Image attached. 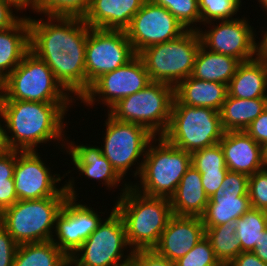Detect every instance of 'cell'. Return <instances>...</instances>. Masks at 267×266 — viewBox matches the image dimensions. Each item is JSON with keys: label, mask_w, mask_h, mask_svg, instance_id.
<instances>
[{"label": "cell", "mask_w": 267, "mask_h": 266, "mask_svg": "<svg viewBox=\"0 0 267 266\" xmlns=\"http://www.w3.org/2000/svg\"><path fill=\"white\" fill-rule=\"evenodd\" d=\"M227 266H267L252 251L241 252Z\"/></svg>", "instance_id": "obj_46"}, {"label": "cell", "mask_w": 267, "mask_h": 266, "mask_svg": "<svg viewBox=\"0 0 267 266\" xmlns=\"http://www.w3.org/2000/svg\"><path fill=\"white\" fill-rule=\"evenodd\" d=\"M205 230L201 217L172 215L153 249L175 262L205 237Z\"/></svg>", "instance_id": "obj_18"}, {"label": "cell", "mask_w": 267, "mask_h": 266, "mask_svg": "<svg viewBox=\"0 0 267 266\" xmlns=\"http://www.w3.org/2000/svg\"><path fill=\"white\" fill-rule=\"evenodd\" d=\"M176 266H223L216 258L209 240L203 237L185 256L175 261Z\"/></svg>", "instance_id": "obj_36"}, {"label": "cell", "mask_w": 267, "mask_h": 266, "mask_svg": "<svg viewBox=\"0 0 267 266\" xmlns=\"http://www.w3.org/2000/svg\"><path fill=\"white\" fill-rule=\"evenodd\" d=\"M126 247L129 245L125 226L122 217L113 208L109 217L98 225L69 258L70 266H130L133 251L125 256L123 252Z\"/></svg>", "instance_id": "obj_10"}, {"label": "cell", "mask_w": 267, "mask_h": 266, "mask_svg": "<svg viewBox=\"0 0 267 266\" xmlns=\"http://www.w3.org/2000/svg\"><path fill=\"white\" fill-rule=\"evenodd\" d=\"M157 142L153 146L151 142ZM146 149L145 156L134 171L140 178V187L133 184L138 192L151 196L170 199L191 164V153L169 143L163 136L153 138Z\"/></svg>", "instance_id": "obj_4"}, {"label": "cell", "mask_w": 267, "mask_h": 266, "mask_svg": "<svg viewBox=\"0 0 267 266\" xmlns=\"http://www.w3.org/2000/svg\"><path fill=\"white\" fill-rule=\"evenodd\" d=\"M0 116H3L1 108H0ZM0 121V153L7 151L9 148L7 147L6 139H5V129L4 123L1 125Z\"/></svg>", "instance_id": "obj_48"}, {"label": "cell", "mask_w": 267, "mask_h": 266, "mask_svg": "<svg viewBox=\"0 0 267 266\" xmlns=\"http://www.w3.org/2000/svg\"><path fill=\"white\" fill-rule=\"evenodd\" d=\"M105 121L103 156L116 172L124 178L134 162L145 156L149 142L155 137L145 127L136 123L118 121L109 113Z\"/></svg>", "instance_id": "obj_12"}, {"label": "cell", "mask_w": 267, "mask_h": 266, "mask_svg": "<svg viewBox=\"0 0 267 266\" xmlns=\"http://www.w3.org/2000/svg\"><path fill=\"white\" fill-rule=\"evenodd\" d=\"M137 54L125 30L90 28L86 42V92L102 74L126 65Z\"/></svg>", "instance_id": "obj_11"}, {"label": "cell", "mask_w": 267, "mask_h": 266, "mask_svg": "<svg viewBox=\"0 0 267 266\" xmlns=\"http://www.w3.org/2000/svg\"><path fill=\"white\" fill-rule=\"evenodd\" d=\"M208 201L201 173L191 165L180 180L175 194L170 198L172 214L201 217Z\"/></svg>", "instance_id": "obj_24"}, {"label": "cell", "mask_w": 267, "mask_h": 266, "mask_svg": "<svg viewBox=\"0 0 267 266\" xmlns=\"http://www.w3.org/2000/svg\"><path fill=\"white\" fill-rule=\"evenodd\" d=\"M68 105L71 104L0 100L3 114L1 121L6 123L4 128L7 147L31 151L37 150V145L41 143L52 140L63 142V130L66 126L63 121Z\"/></svg>", "instance_id": "obj_2"}, {"label": "cell", "mask_w": 267, "mask_h": 266, "mask_svg": "<svg viewBox=\"0 0 267 266\" xmlns=\"http://www.w3.org/2000/svg\"><path fill=\"white\" fill-rule=\"evenodd\" d=\"M130 266H176V264L154 249H140L133 251Z\"/></svg>", "instance_id": "obj_39"}, {"label": "cell", "mask_w": 267, "mask_h": 266, "mask_svg": "<svg viewBox=\"0 0 267 266\" xmlns=\"http://www.w3.org/2000/svg\"><path fill=\"white\" fill-rule=\"evenodd\" d=\"M228 96L241 99L267 98V62L258 56L241 62L227 85Z\"/></svg>", "instance_id": "obj_23"}, {"label": "cell", "mask_w": 267, "mask_h": 266, "mask_svg": "<svg viewBox=\"0 0 267 266\" xmlns=\"http://www.w3.org/2000/svg\"><path fill=\"white\" fill-rule=\"evenodd\" d=\"M30 51L28 17H21L12 27L0 30V79L3 81Z\"/></svg>", "instance_id": "obj_25"}, {"label": "cell", "mask_w": 267, "mask_h": 266, "mask_svg": "<svg viewBox=\"0 0 267 266\" xmlns=\"http://www.w3.org/2000/svg\"><path fill=\"white\" fill-rule=\"evenodd\" d=\"M252 252L263 262L267 263V228L261 232L259 242L256 243V246Z\"/></svg>", "instance_id": "obj_47"}, {"label": "cell", "mask_w": 267, "mask_h": 266, "mask_svg": "<svg viewBox=\"0 0 267 266\" xmlns=\"http://www.w3.org/2000/svg\"><path fill=\"white\" fill-rule=\"evenodd\" d=\"M16 164V150L8 149L0 153V182L13 178Z\"/></svg>", "instance_id": "obj_42"}, {"label": "cell", "mask_w": 267, "mask_h": 266, "mask_svg": "<svg viewBox=\"0 0 267 266\" xmlns=\"http://www.w3.org/2000/svg\"><path fill=\"white\" fill-rule=\"evenodd\" d=\"M61 145L68 149L66 152L71 155L72 163L79 170L78 172L84 174L88 179L103 180L102 184L109 189L117 187V184H120L123 180L111 163L103 156L101 148L98 146L74 145L73 141L67 143L68 147L63 143Z\"/></svg>", "instance_id": "obj_21"}, {"label": "cell", "mask_w": 267, "mask_h": 266, "mask_svg": "<svg viewBox=\"0 0 267 266\" xmlns=\"http://www.w3.org/2000/svg\"><path fill=\"white\" fill-rule=\"evenodd\" d=\"M263 168L267 170V146L263 148Z\"/></svg>", "instance_id": "obj_51"}, {"label": "cell", "mask_w": 267, "mask_h": 266, "mask_svg": "<svg viewBox=\"0 0 267 266\" xmlns=\"http://www.w3.org/2000/svg\"><path fill=\"white\" fill-rule=\"evenodd\" d=\"M258 2L262 5L263 8H265V11L267 12V0H258Z\"/></svg>", "instance_id": "obj_52"}, {"label": "cell", "mask_w": 267, "mask_h": 266, "mask_svg": "<svg viewBox=\"0 0 267 266\" xmlns=\"http://www.w3.org/2000/svg\"><path fill=\"white\" fill-rule=\"evenodd\" d=\"M121 191L113 208L122 217L129 250L153 249L173 215L170 199L144 195L127 182Z\"/></svg>", "instance_id": "obj_3"}, {"label": "cell", "mask_w": 267, "mask_h": 266, "mask_svg": "<svg viewBox=\"0 0 267 266\" xmlns=\"http://www.w3.org/2000/svg\"><path fill=\"white\" fill-rule=\"evenodd\" d=\"M267 108V98L241 99L228 96L219 113L225 132L245 131Z\"/></svg>", "instance_id": "obj_27"}, {"label": "cell", "mask_w": 267, "mask_h": 266, "mask_svg": "<svg viewBox=\"0 0 267 266\" xmlns=\"http://www.w3.org/2000/svg\"><path fill=\"white\" fill-rule=\"evenodd\" d=\"M146 0H91L83 20L90 28L125 30Z\"/></svg>", "instance_id": "obj_20"}, {"label": "cell", "mask_w": 267, "mask_h": 266, "mask_svg": "<svg viewBox=\"0 0 267 266\" xmlns=\"http://www.w3.org/2000/svg\"><path fill=\"white\" fill-rule=\"evenodd\" d=\"M237 220L222 225L205 227V236L209 240L216 258L227 266L241 252L240 241L236 236Z\"/></svg>", "instance_id": "obj_30"}, {"label": "cell", "mask_w": 267, "mask_h": 266, "mask_svg": "<svg viewBox=\"0 0 267 266\" xmlns=\"http://www.w3.org/2000/svg\"><path fill=\"white\" fill-rule=\"evenodd\" d=\"M226 174L227 172L201 173L203 189L208 198H211L222 185Z\"/></svg>", "instance_id": "obj_45"}, {"label": "cell", "mask_w": 267, "mask_h": 266, "mask_svg": "<svg viewBox=\"0 0 267 266\" xmlns=\"http://www.w3.org/2000/svg\"><path fill=\"white\" fill-rule=\"evenodd\" d=\"M12 7L20 10L12 1L0 0V30L12 27L21 18L13 14Z\"/></svg>", "instance_id": "obj_43"}, {"label": "cell", "mask_w": 267, "mask_h": 266, "mask_svg": "<svg viewBox=\"0 0 267 266\" xmlns=\"http://www.w3.org/2000/svg\"><path fill=\"white\" fill-rule=\"evenodd\" d=\"M67 197L18 200L0 213V224L18 244L50 241Z\"/></svg>", "instance_id": "obj_8"}, {"label": "cell", "mask_w": 267, "mask_h": 266, "mask_svg": "<svg viewBox=\"0 0 267 266\" xmlns=\"http://www.w3.org/2000/svg\"><path fill=\"white\" fill-rule=\"evenodd\" d=\"M17 201L14 178L8 179V182H0V213Z\"/></svg>", "instance_id": "obj_44"}, {"label": "cell", "mask_w": 267, "mask_h": 266, "mask_svg": "<svg viewBox=\"0 0 267 266\" xmlns=\"http://www.w3.org/2000/svg\"><path fill=\"white\" fill-rule=\"evenodd\" d=\"M219 143L229 171L250 176L263 169V147L247 132H224Z\"/></svg>", "instance_id": "obj_19"}, {"label": "cell", "mask_w": 267, "mask_h": 266, "mask_svg": "<svg viewBox=\"0 0 267 266\" xmlns=\"http://www.w3.org/2000/svg\"><path fill=\"white\" fill-rule=\"evenodd\" d=\"M248 195L251 207L267 211V170L261 169L249 176Z\"/></svg>", "instance_id": "obj_37"}, {"label": "cell", "mask_w": 267, "mask_h": 266, "mask_svg": "<svg viewBox=\"0 0 267 266\" xmlns=\"http://www.w3.org/2000/svg\"><path fill=\"white\" fill-rule=\"evenodd\" d=\"M198 3L203 25L205 22L209 25L216 20L234 19L233 16L241 7V0H198Z\"/></svg>", "instance_id": "obj_34"}, {"label": "cell", "mask_w": 267, "mask_h": 266, "mask_svg": "<svg viewBox=\"0 0 267 266\" xmlns=\"http://www.w3.org/2000/svg\"><path fill=\"white\" fill-rule=\"evenodd\" d=\"M251 208L249 196L211 197L201 216L205 227H213L237 220Z\"/></svg>", "instance_id": "obj_29"}, {"label": "cell", "mask_w": 267, "mask_h": 266, "mask_svg": "<svg viewBox=\"0 0 267 266\" xmlns=\"http://www.w3.org/2000/svg\"><path fill=\"white\" fill-rule=\"evenodd\" d=\"M267 228V211L250 208L237 219L236 236L242 252L253 251L259 242L261 232Z\"/></svg>", "instance_id": "obj_31"}, {"label": "cell", "mask_w": 267, "mask_h": 266, "mask_svg": "<svg viewBox=\"0 0 267 266\" xmlns=\"http://www.w3.org/2000/svg\"><path fill=\"white\" fill-rule=\"evenodd\" d=\"M12 1L20 10H24L26 7H31L33 0H10Z\"/></svg>", "instance_id": "obj_49"}, {"label": "cell", "mask_w": 267, "mask_h": 266, "mask_svg": "<svg viewBox=\"0 0 267 266\" xmlns=\"http://www.w3.org/2000/svg\"><path fill=\"white\" fill-rule=\"evenodd\" d=\"M227 95L226 84L198 80L189 76L174 87L173 104L209 107L219 112Z\"/></svg>", "instance_id": "obj_22"}, {"label": "cell", "mask_w": 267, "mask_h": 266, "mask_svg": "<svg viewBox=\"0 0 267 266\" xmlns=\"http://www.w3.org/2000/svg\"><path fill=\"white\" fill-rule=\"evenodd\" d=\"M65 184L68 197L65 200L55 220V234L57 239L51 240L60 250L70 258L81 247L83 242L97 229L102 222L92 207L76 202L77 196L74 178Z\"/></svg>", "instance_id": "obj_13"}, {"label": "cell", "mask_w": 267, "mask_h": 266, "mask_svg": "<svg viewBox=\"0 0 267 266\" xmlns=\"http://www.w3.org/2000/svg\"><path fill=\"white\" fill-rule=\"evenodd\" d=\"M18 243L0 224V266H13Z\"/></svg>", "instance_id": "obj_40"}, {"label": "cell", "mask_w": 267, "mask_h": 266, "mask_svg": "<svg viewBox=\"0 0 267 266\" xmlns=\"http://www.w3.org/2000/svg\"><path fill=\"white\" fill-rule=\"evenodd\" d=\"M166 8L187 30H198L193 24L201 23L198 0H151ZM192 26V27H191Z\"/></svg>", "instance_id": "obj_33"}, {"label": "cell", "mask_w": 267, "mask_h": 266, "mask_svg": "<svg viewBox=\"0 0 267 266\" xmlns=\"http://www.w3.org/2000/svg\"><path fill=\"white\" fill-rule=\"evenodd\" d=\"M249 176L244 173L229 171L225 175L222 185L212 197H223L225 195L240 197L248 195Z\"/></svg>", "instance_id": "obj_38"}, {"label": "cell", "mask_w": 267, "mask_h": 266, "mask_svg": "<svg viewBox=\"0 0 267 266\" xmlns=\"http://www.w3.org/2000/svg\"><path fill=\"white\" fill-rule=\"evenodd\" d=\"M262 41L259 44V51H267V31L262 36Z\"/></svg>", "instance_id": "obj_50"}, {"label": "cell", "mask_w": 267, "mask_h": 266, "mask_svg": "<svg viewBox=\"0 0 267 266\" xmlns=\"http://www.w3.org/2000/svg\"><path fill=\"white\" fill-rule=\"evenodd\" d=\"M2 83L3 81L0 79V100L2 98Z\"/></svg>", "instance_id": "obj_54"}, {"label": "cell", "mask_w": 267, "mask_h": 266, "mask_svg": "<svg viewBox=\"0 0 267 266\" xmlns=\"http://www.w3.org/2000/svg\"><path fill=\"white\" fill-rule=\"evenodd\" d=\"M187 29L164 7L146 0L125 29L133 50H142L178 38Z\"/></svg>", "instance_id": "obj_14"}, {"label": "cell", "mask_w": 267, "mask_h": 266, "mask_svg": "<svg viewBox=\"0 0 267 266\" xmlns=\"http://www.w3.org/2000/svg\"><path fill=\"white\" fill-rule=\"evenodd\" d=\"M191 164L200 173L228 172L220 143L192 152Z\"/></svg>", "instance_id": "obj_35"}, {"label": "cell", "mask_w": 267, "mask_h": 266, "mask_svg": "<svg viewBox=\"0 0 267 266\" xmlns=\"http://www.w3.org/2000/svg\"><path fill=\"white\" fill-rule=\"evenodd\" d=\"M224 132L220 113L215 109L173 104L163 137L177 148L192 153L218 144Z\"/></svg>", "instance_id": "obj_9"}, {"label": "cell", "mask_w": 267, "mask_h": 266, "mask_svg": "<svg viewBox=\"0 0 267 266\" xmlns=\"http://www.w3.org/2000/svg\"><path fill=\"white\" fill-rule=\"evenodd\" d=\"M241 62L231 56L209 51L200 45L192 72V77L203 80L224 83L228 85Z\"/></svg>", "instance_id": "obj_26"}, {"label": "cell", "mask_w": 267, "mask_h": 266, "mask_svg": "<svg viewBox=\"0 0 267 266\" xmlns=\"http://www.w3.org/2000/svg\"><path fill=\"white\" fill-rule=\"evenodd\" d=\"M41 19L28 17L30 51L48 65L68 93L81 99L86 93L85 56L90 26L81 17Z\"/></svg>", "instance_id": "obj_1"}, {"label": "cell", "mask_w": 267, "mask_h": 266, "mask_svg": "<svg viewBox=\"0 0 267 266\" xmlns=\"http://www.w3.org/2000/svg\"><path fill=\"white\" fill-rule=\"evenodd\" d=\"M150 82L142 59L136 55L126 65L97 78L80 100L91 106L95 100L97 102L95 97L99 96L98 101L101 100L110 109L120 99L144 89Z\"/></svg>", "instance_id": "obj_15"}, {"label": "cell", "mask_w": 267, "mask_h": 266, "mask_svg": "<svg viewBox=\"0 0 267 266\" xmlns=\"http://www.w3.org/2000/svg\"><path fill=\"white\" fill-rule=\"evenodd\" d=\"M263 148L267 146V108L245 130Z\"/></svg>", "instance_id": "obj_41"}, {"label": "cell", "mask_w": 267, "mask_h": 266, "mask_svg": "<svg viewBox=\"0 0 267 266\" xmlns=\"http://www.w3.org/2000/svg\"><path fill=\"white\" fill-rule=\"evenodd\" d=\"M173 101L172 85L151 81L144 89L120 99L108 113L118 121L141 125L159 137L169 126Z\"/></svg>", "instance_id": "obj_6"}, {"label": "cell", "mask_w": 267, "mask_h": 266, "mask_svg": "<svg viewBox=\"0 0 267 266\" xmlns=\"http://www.w3.org/2000/svg\"><path fill=\"white\" fill-rule=\"evenodd\" d=\"M218 22L217 26L214 25L212 29L204 30L205 32L198 28L204 48L234 57L240 62L252 60L255 55L259 56V44L255 41L256 35L248 19L234 18Z\"/></svg>", "instance_id": "obj_17"}, {"label": "cell", "mask_w": 267, "mask_h": 266, "mask_svg": "<svg viewBox=\"0 0 267 266\" xmlns=\"http://www.w3.org/2000/svg\"><path fill=\"white\" fill-rule=\"evenodd\" d=\"M259 56L264 58L267 62V51H259Z\"/></svg>", "instance_id": "obj_53"}, {"label": "cell", "mask_w": 267, "mask_h": 266, "mask_svg": "<svg viewBox=\"0 0 267 266\" xmlns=\"http://www.w3.org/2000/svg\"><path fill=\"white\" fill-rule=\"evenodd\" d=\"M55 79L48 65L29 51L3 80L1 100L73 103V96Z\"/></svg>", "instance_id": "obj_5"}, {"label": "cell", "mask_w": 267, "mask_h": 266, "mask_svg": "<svg viewBox=\"0 0 267 266\" xmlns=\"http://www.w3.org/2000/svg\"><path fill=\"white\" fill-rule=\"evenodd\" d=\"M36 150H16L14 184L18 200L68 197L65 185L58 189L60 174L52 175ZM57 176V177H55Z\"/></svg>", "instance_id": "obj_16"}, {"label": "cell", "mask_w": 267, "mask_h": 266, "mask_svg": "<svg viewBox=\"0 0 267 266\" xmlns=\"http://www.w3.org/2000/svg\"><path fill=\"white\" fill-rule=\"evenodd\" d=\"M13 266H70V260L50 240L19 244Z\"/></svg>", "instance_id": "obj_28"}, {"label": "cell", "mask_w": 267, "mask_h": 266, "mask_svg": "<svg viewBox=\"0 0 267 266\" xmlns=\"http://www.w3.org/2000/svg\"><path fill=\"white\" fill-rule=\"evenodd\" d=\"M200 45L198 30H186L176 39L142 50L138 56L142 59L151 81L175 87L192 75Z\"/></svg>", "instance_id": "obj_7"}, {"label": "cell", "mask_w": 267, "mask_h": 266, "mask_svg": "<svg viewBox=\"0 0 267 266\" xmlns=\"http://www.w3.org/2000/svg\"><path fill=\"white\" fill-rule=\"evenodd\" d=\"M91 0H33L31 9L46 16L81 17L86 14Z\"/></svg>", "instance_id": "obj_32"}]
</instances>
